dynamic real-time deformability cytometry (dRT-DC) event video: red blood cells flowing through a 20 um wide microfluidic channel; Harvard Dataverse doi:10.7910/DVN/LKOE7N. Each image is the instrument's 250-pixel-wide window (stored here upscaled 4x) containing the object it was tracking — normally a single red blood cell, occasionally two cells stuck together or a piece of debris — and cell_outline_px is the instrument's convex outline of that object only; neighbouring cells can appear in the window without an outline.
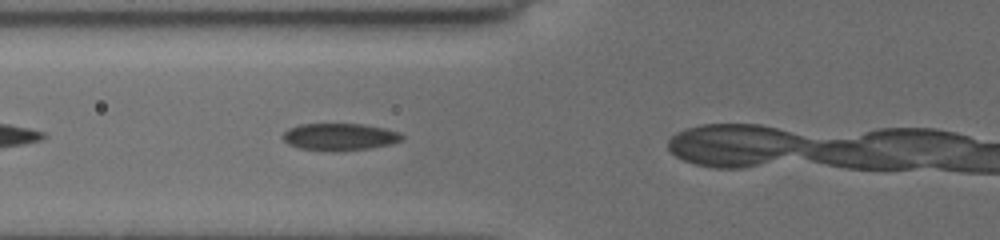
{"species": "common noctule bat (a hibernating species)", "species_latin": "Nyctalus noctula", "temperature_condition": "cold", "stored_images_in_passage": 12, "camera_frame_rate_fps": 3000, "um_per_image_px": 0.085, "animal": {"sex": "female", "body_mass_g": 19.5, "forearm_length_mm": 54.1}, "frame": {"image": 1, "passage_image": 9, "time_ms": 2.667, "image_size_px": [1000, 240], "cell_outline_px": [[404, 140], [392, 144], [372, 148], [332, 152], [328, 152], [300, 148], [288, 144], [280, 136], [288, 128], [300, 124], [364, 124], [384, 128], [400, 132], [404, 136]], "centroid_in_image_um": [28.88, 11.64], "position_along_channel_um": 96.9, "area_um2": 19.25}}